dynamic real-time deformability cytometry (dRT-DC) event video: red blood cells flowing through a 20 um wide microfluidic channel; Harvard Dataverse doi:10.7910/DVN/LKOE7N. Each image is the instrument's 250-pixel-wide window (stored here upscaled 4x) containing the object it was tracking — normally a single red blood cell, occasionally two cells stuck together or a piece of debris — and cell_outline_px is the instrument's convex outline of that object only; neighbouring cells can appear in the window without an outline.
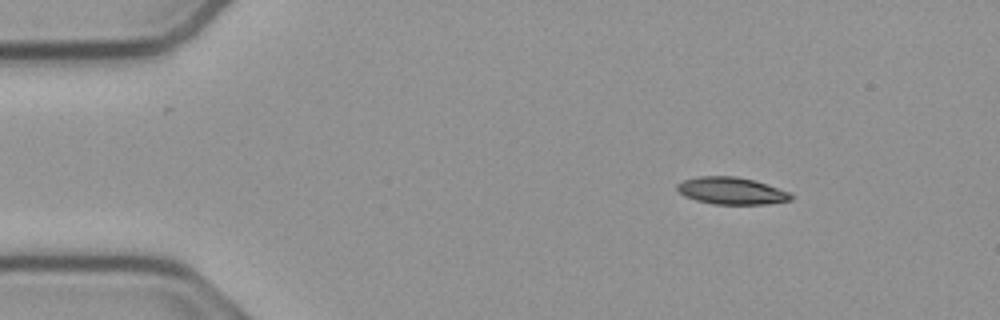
{"species": "common noctule bat (a hibernating species)", "species_latin": "Nyctalus noctula", "temperature_condition": "cold", "stored_images_in_passage": 9, "camera_frame_rate_fps": 3000, "um_per_image_px": 0.085, "animal": {"sex": "male", "body_mass_g": 23.1, "forearm_length_mm": 52.7}, "frame": {"image": 1, "passage_image": 1, "time_ms": 0.0, "image_size_px": [1000, 320], "cell_outline_px": [[792, 200], [768, 204], [712, 204], [696, 200], [684, 196], [676, 188], [676, 184], [684, 180], [700, 176], [736, 176], [756, 180], [792, 192]], "centroid_in_image_um": [62.22, 16.21], "position_along_channel_um": 22.8, "area_um2": 18.21}}